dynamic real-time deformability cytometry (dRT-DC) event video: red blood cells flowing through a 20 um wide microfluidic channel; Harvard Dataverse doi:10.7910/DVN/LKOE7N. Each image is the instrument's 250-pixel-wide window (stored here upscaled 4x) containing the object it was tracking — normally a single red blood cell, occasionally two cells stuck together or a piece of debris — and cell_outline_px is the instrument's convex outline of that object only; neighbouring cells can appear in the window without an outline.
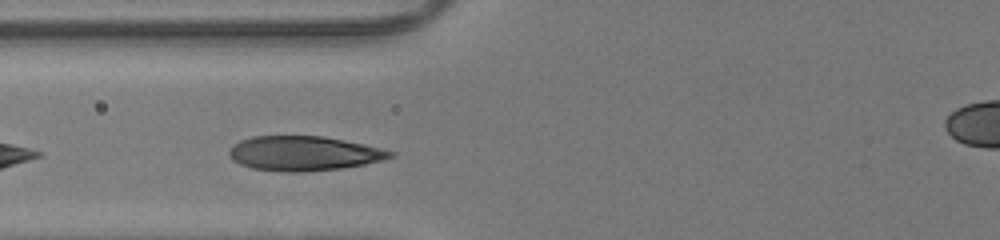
{"species": "human", "species_latin": "Homo sapiens", "temperature_condition": "room temperature", "stored_images_in_passage": 17, "camera_frame_rate_fps": 3000, "um_per_image_px": 0.085, "donor": {"sex": "male"}, "frame": {"image": 1, "passage_image": 3, "time_ms": 0.667, "image_size_px": [1000, 240], "cell_outline_px": [[396, 156], [384, 160], [364, 164], [340, 168], [304, 172], [288, 172], [252, 168], [240, 164], [232, 160], [228, 156], [228, 152], [232, 144], [240, 140], [252, 136], [324, 136], [364, 144], [396, 152]], "centroid_in_image_um": [25.81, 13.03], "position_along_channel_um": 100.0, "area_um2": 32.66}}
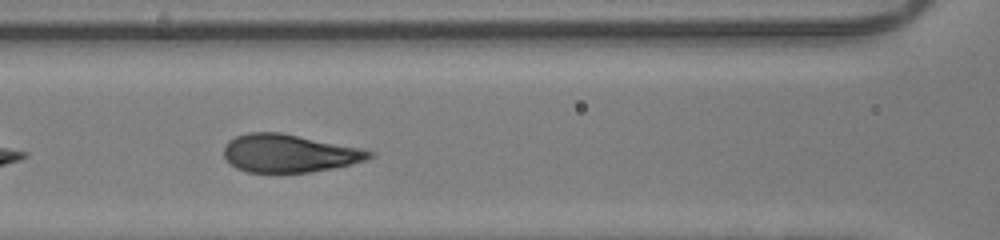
{"frame": {"image": 2, "passage_image": 6, "time_ms": 1.667, "image_size_px": [1000, 240], "cell_outline_px": [[372, 156], [364, 160], [332, 168], [308, 172], [248, 172], [236, 168], [224, 156], [224, 144], [228, 140], [236, 136], [248, 132], [280, 132], [360, 148], [372, 152]], "centroid_in_image_um": [24.5, 13.02], "position_along_channel_um": 142.1, "area_um2": 31.73}}
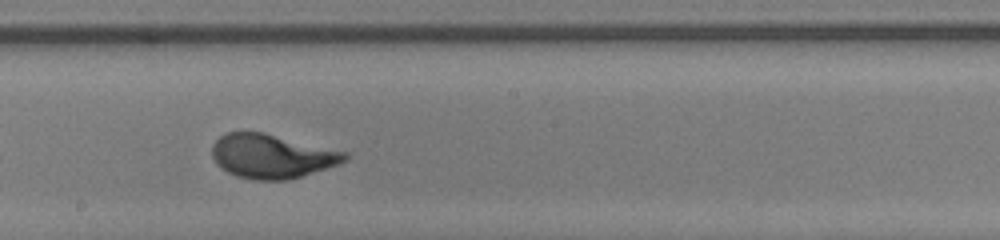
{"frame": {"image": 3, "passage_image": 12, "time_ms": 3.667, "image_size_px": [1000, 240], "cell_outline_px": [[348, 160], [288, 180], [256, 180], [236, 176], [228, 172], [216, 164], [212, 156], [212, 144], [224, 132], [264, 132], [348, 152]], "centroid_in_image_um": [23.07, 13.26], "position_along_channel_um": 225.1, "area_um2": 33.99}}